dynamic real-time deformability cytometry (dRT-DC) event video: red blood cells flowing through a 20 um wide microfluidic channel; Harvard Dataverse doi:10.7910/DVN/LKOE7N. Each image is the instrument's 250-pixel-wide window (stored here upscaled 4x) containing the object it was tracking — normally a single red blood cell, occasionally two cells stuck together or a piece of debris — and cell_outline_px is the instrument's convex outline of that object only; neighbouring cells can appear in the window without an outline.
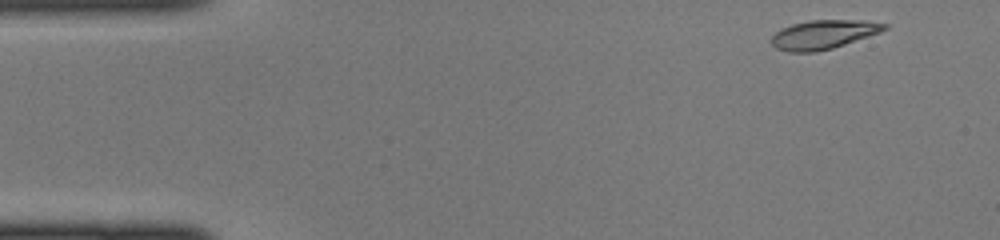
{"species": "common noctule bat (a hibernating species)", "species_latin": "Nyctalus noctula", "temperature_condition": "cold", "stored_images_in_passage": 42, "camera_frame_rate_fps": 3000, "um_per_image_px": 0.085, "animal": {"sex": "female", "body_mass_g": 22.0, "forearm_length_mm": 56.7}, "frame": {"image": 1, "passage_image": 1, "time_ms": 0.0, "image_size_px": [1000, 240], "cell_outline_px": [[888, 28], [880, 32], [832, 48], [816, 52], [788, 52], [776, 48], [772, 44], [772, 36], [776, 32], [792, 24], [808, 20], [864, 20], [888, 24]], "centroid_in_image_um": [70.0, 2.93], "position_along_channel_um": 15.0, "area_um2": 18.9}}
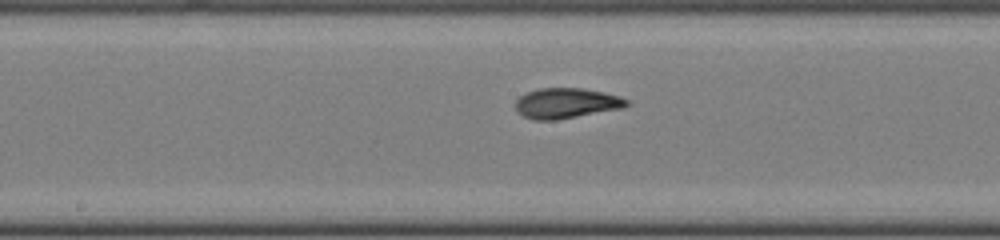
{"frame": {"image": 2, "passage_image": 20, "time_ms": 6.333, "image_size_px": [1000, 240], "cell_outline_px": [[628, 104], [624, 108], [556, 120], [532, 120], [516, 112], [516, 100], [520, 96], [528, 92], [540, 88], [580, 88], [604, 92], [620, 96], [628, 100]], "centroid_in_image_um": [48.13, 8.78], "position_along_channel_um": 200.1, "area_um2": 19.65}}
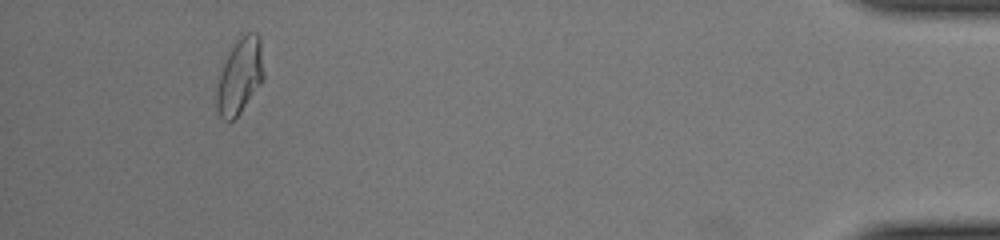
{"frame": {"image": 3, "passage_image": 39, "time_ms": 12.667, "image_size_px": [1000, 240], "cell_outline_px": [[264, 80], [240, 112], [232, 120], [224, 120], [220, 116], [216, 108], [216, 80], [228, 52], [236, 40], [240, 36], [248, 32], [256, 32], [260, 36], [264, 72]], "centroid_in_image_um": [20.37, 6.43], "position_along_channel_um": 414.8, "area_um2": 21.1}}